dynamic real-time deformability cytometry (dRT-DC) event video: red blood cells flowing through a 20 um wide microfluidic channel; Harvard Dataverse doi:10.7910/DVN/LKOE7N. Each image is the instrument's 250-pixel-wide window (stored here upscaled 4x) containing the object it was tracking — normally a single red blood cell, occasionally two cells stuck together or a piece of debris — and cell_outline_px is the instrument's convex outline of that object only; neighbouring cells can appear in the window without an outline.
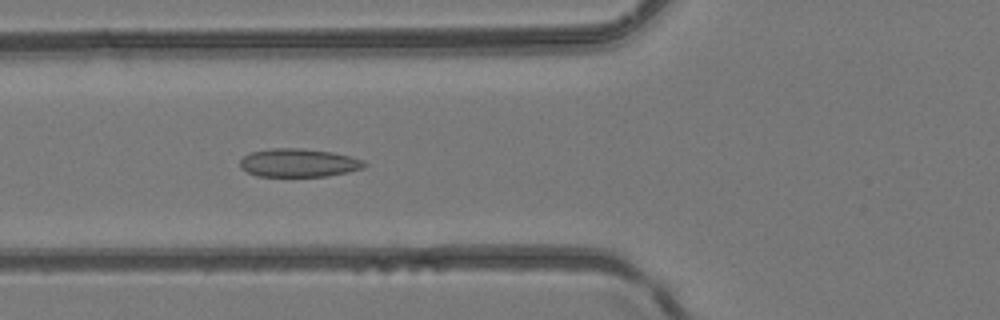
{"species": "common noctule bat (a hibernating species)", "species_latin": "Nyctalus noctula", "temperature_condition": "room temperature", "stored_images_in_passage": 49, "camera_frame_rate_fps": 3000, "um_per_image_px": 0.085, "animal": {"sex": "female", "body_mass_g": 24.6, "forearm_length_mm": 56.2}, "frame": {"image": 1, "passage_image": 19, "time_ms": 6.0, "image_size_px": [1000, 320], "cell_outline_px": [[368, 164], [364, 168], [348, 172], [328, 176], [256, 176], [240, 168], [240, 160], [244, 156], [252, 152], [272, 148], [300, 148], [332, 152], [352, 156], [364, 160]], "centroid_in_image_um": [25.42, 13.84], "position_along_channel_um": 100.4, "area_um2": 20.63}}
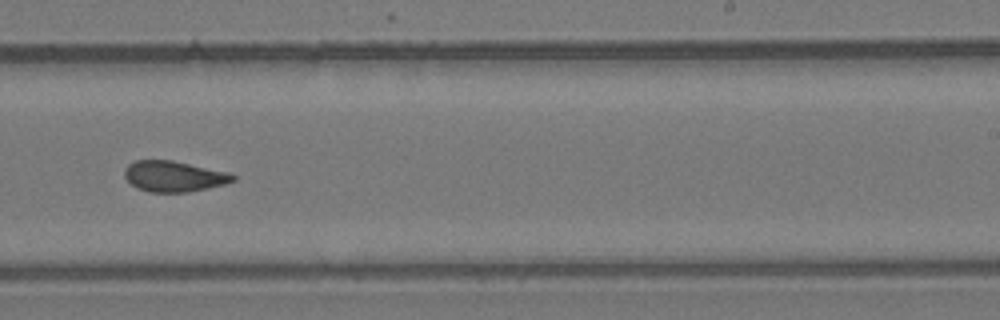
{"frame": {"image": 2, "passage_image": 31, "time_ms": 10.0, "image_size_px": [1000, 320], "cell_outline_px": [[236, 180], [224, 184], [208, 188], [188, 192], [148, 192], [136, 188], [124, 176], [124, 168], [128, 164], [136, 160], [172, 160], [228, 172], [236, 176]], "centroid_in_image_um": [14.77, 14.99], "position_along_channel_um": 274.2, "area_um2": 19.48}}
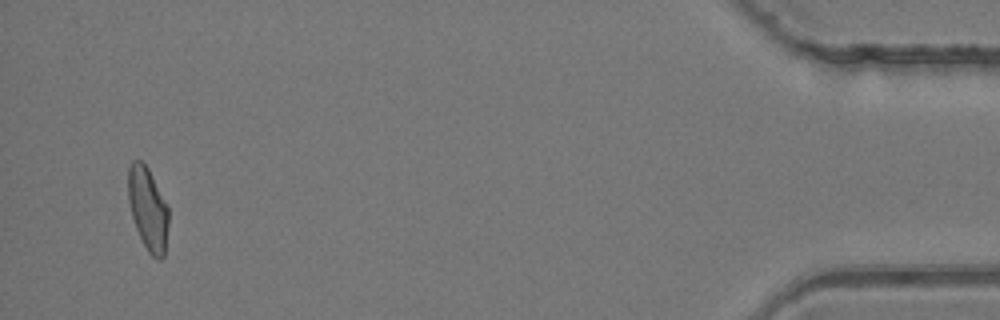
{"frame": {"image": 3, "passage_image": 47, "time_ms": 15.333, "image_size_px": [1000, 320], "cell_outline_px": [[168, 224], [164, 256], [160, 260], [156, 260], [148, 252], [136, 228], [132, 216], [128, 200], [128, 168], [132, 160], [140, 160], [148, 168], [168, 208]], "centroid_in_image_um": [12.56, 17.76], "position_along_channel_um": 422.6, "area_um2": 19.31}}